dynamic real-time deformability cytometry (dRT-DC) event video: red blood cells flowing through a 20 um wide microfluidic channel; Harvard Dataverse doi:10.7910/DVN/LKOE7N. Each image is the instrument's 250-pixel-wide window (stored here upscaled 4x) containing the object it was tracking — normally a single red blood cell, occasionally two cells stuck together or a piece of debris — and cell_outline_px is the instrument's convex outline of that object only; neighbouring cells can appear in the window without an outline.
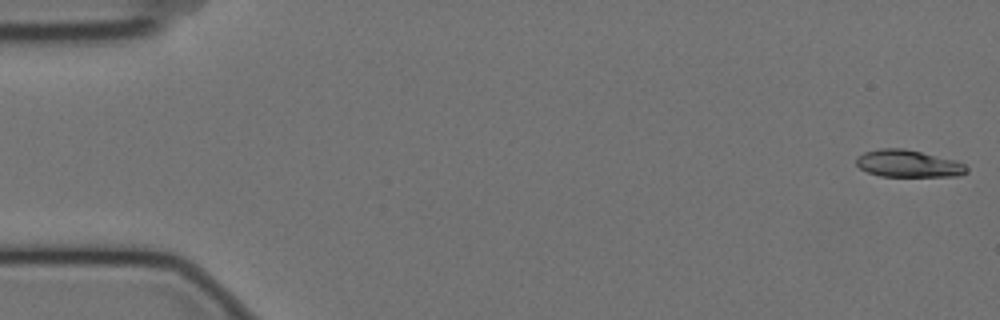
{"species": "Egyptian fruit bat (a non-hibernating species)", "species_latin": "Rousettus aegyptiacus", "temperature_condition": "cold", "stored_images_in_passage": 57, "camera_frame_rate_fps": 3000, "um_per_image_px": 0.085, "animal": {"sex": "female"}, "frame": {"image": 1, "passage_image": 1, "time_ms": 0.0, "image_size_px": [1000, 320], "cell_outline_px": [[968, 172], [956, 176], [880, 176], [868, 172], [860, 168], [856, 164], [856, 156], [864, 152], [880, 148], [904, 148], [952, 160], [964, 164], [968, 168]], "centroid_in_image_um": [77.15, 13.91], "position_along_channel_um": 7.9, "area_um2": 17.28}}
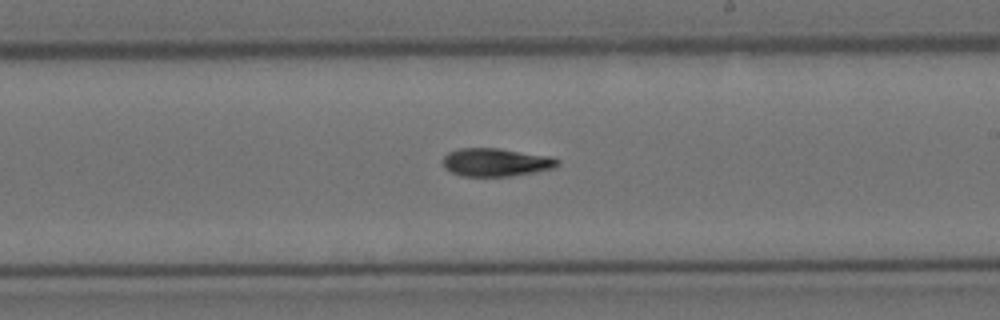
{"frame": {"image": 2, "passage_image": 33, "time_ms": 10.667, "image_size_px": [1000, 320], "cell_outline_px": [[560, 164], [556, 168], [536, 172], [508, 176], [460, 176], [444, 168], [444, 156], [448, 152], [460, 148], [496, 148], [552, 156], [560, 160]], "centroid_in_image_um": [42.2, 13.79], "position_along_channel_um": 246.8, "area_um2": 18.9}}
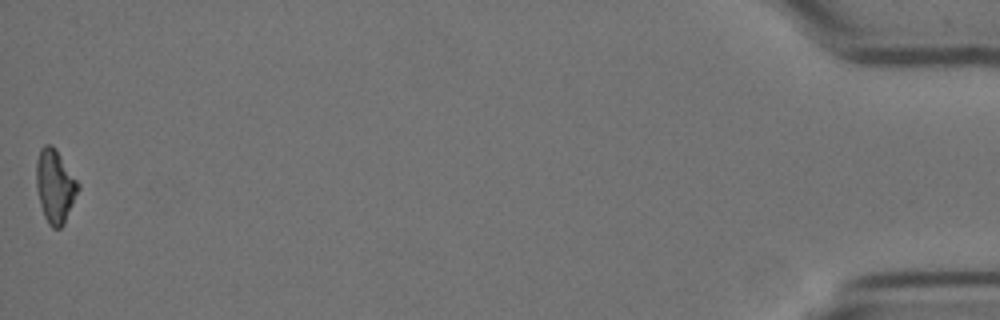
{"frame": {"image": 3, "passage_image": 57, "time_ms": 18.667, "image_size_px": [1000, 320], "cell_outline_px": [[80, 188], [64, 224], [60, 228], [52, 228], [48, 224], [44, 216], [40, 204], [36, 188], [36, 160], [40, 148], [44, 144], [52, 144], [80, 184]], "centroid_in_image_um": [4.67, 15.82], "position_along_channel_um": 430.5, "area_um2": 17.98}, "authors_computed_cell_mechanics": {"area_um2": 18.4382, "velocity_mm_per_s": 3.5223, "shape_relaxation_time_tau1_ms": 6.1308, "shape_relaxation_time_tau2_ms": 10.7603, "deformation_change_tau1": 0.1729, "deformation_change_tau2": 0.2046}}